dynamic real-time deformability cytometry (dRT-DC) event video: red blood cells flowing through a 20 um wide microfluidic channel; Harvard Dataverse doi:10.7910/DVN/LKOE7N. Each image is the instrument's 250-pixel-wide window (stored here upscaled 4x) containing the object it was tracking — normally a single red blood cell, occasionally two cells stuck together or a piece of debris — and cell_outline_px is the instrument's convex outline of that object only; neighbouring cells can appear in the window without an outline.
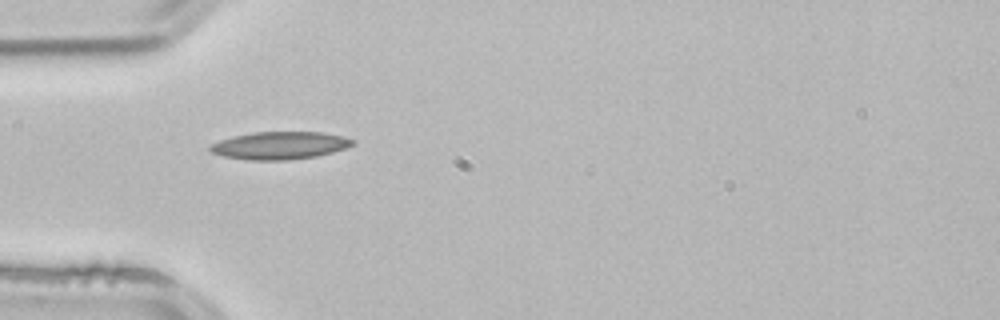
{"species": "common noctule bat (a hibernating species)", "species_latin": "Nyctalus noctula", "temperature_condition": "room temperature", "stored_images_in_passage": 3, "camera_frame_rate_fps": 3000, "um_per_image_px": 0.085, "animal": {"sex": "male", "body_mass_g": 21.5, "forearm_length_mm": 52.0}, "frame": {"image": 1, "passage_image": 3, "time_ms": 0.667, "image_size_px": [1000, 320], "cell_outline_px": [[356, 144], [332, 152], [316, 156], [288, 160], [248, 160], [224, 156], [212, 152], [208, 148], [208, 144], [232, 136], [252, 132], [324, 132], [344, 136], [356, 140]], "centroid_in_image_um": [23.79, 12.35], "position_along_channel_um": 61.2, "area_um2": 23.12}}